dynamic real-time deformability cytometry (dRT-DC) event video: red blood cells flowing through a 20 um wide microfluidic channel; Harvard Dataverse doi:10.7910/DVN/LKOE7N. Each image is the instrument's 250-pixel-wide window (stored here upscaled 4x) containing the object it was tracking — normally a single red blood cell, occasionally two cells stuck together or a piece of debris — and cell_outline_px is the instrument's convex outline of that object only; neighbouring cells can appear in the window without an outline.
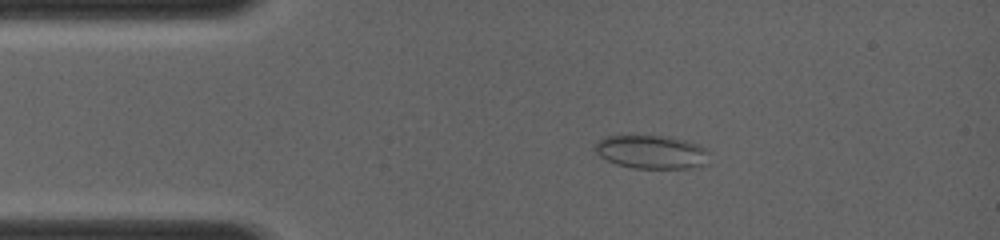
{"species": "common noctule bat (a hibernating species)", "species_latin": "Nyctalus noctula", "temperature_condition": "room temperature", "stored_images_in_passage": 41, "camera_frame_rate_fps": 4000, "um_per_image_px": 0.085, "animal": {"sex": "female", "body_mass_g": 19.0, "forearm_length_mm": 56.7}, "frame": {"image": 1, "passage_image": 6, "time_ms": 2.0, "image_size_px": [1000, 240], "cell_outline_px": [[708, 164], [700, 168], [632, 168], [616, 164], [600, 156], [596, 152], [596, 144], [604, 136], [668, 136], [684, 140], [708, 148]], "centroid_in_image_um": [55.45, 12.93], "position_along_channel_um": 29.6, "area_um2": 22.37}}
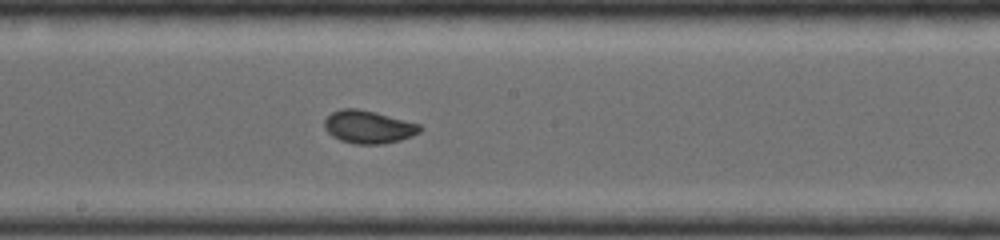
{"frame": {"image": 2, "passage_image": 20, "time_ms": 6.75, "image_size_px": [1000, 240], "cell_outline_px": [[424, 128], [420, 132], [412, 136], [400, 140], [380, 144], [352, 144], [340, 140], [332, 136], [324, 128], [324, 120], [332, 112], [340, 108], [356, 108], [376, 112], [420, 124]], "centroid_in_image_um": [31.31, 10.79], "position_along_channel_um": 216.9, "area_um2": 18.44}}
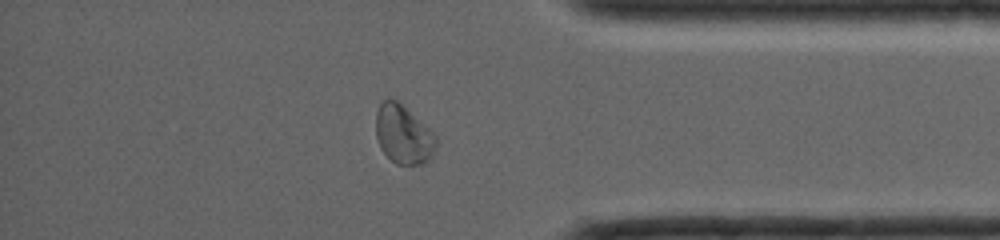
{"frame": {"image": 3, "passage_image": 37, "time_ms": 10.75, "image_size_px": [1000, 240], "cell_outline_px": [[436, 144], [432, 156], [424, 164], [396, 164], [380, 148], [376, 136], [376, 112], [380, 104], [384, 100], [396, 100], [404, 104], [436, 136]], "centroid_in_image_um": [34.28, 11.42], "position_along_channel_um": 400.9, "area_um2": 20.52}}